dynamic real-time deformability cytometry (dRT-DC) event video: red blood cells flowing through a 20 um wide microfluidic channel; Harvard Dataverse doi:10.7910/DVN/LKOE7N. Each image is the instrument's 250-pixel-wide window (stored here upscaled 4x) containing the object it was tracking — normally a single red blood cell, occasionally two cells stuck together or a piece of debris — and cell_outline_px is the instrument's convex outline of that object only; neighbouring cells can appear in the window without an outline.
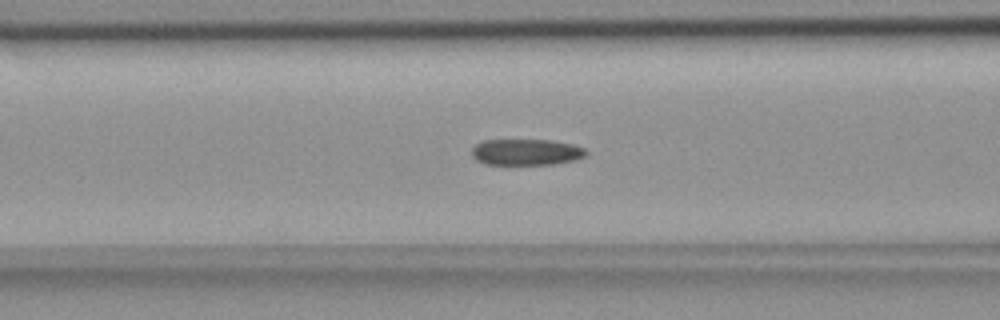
{"species": "common noctule bat (a hibernating species)", "species_latin": "Nyctalus noctula", "temperature_condition": "room temperature", "stored_images_in_passage": 56, "camera_frame_rate_fps": 3000, "um_per_image_px": 0.085, "animal": {"sex": "female", "body_mass_g": 18.4}, "frame": {"image": 1, "passage_image": 22, "time_ms": 7.0, "image_size_px": [1000, 320], "cell_outline_px": [[588, 156], [576, 160], [556, 164], [484, 164], [476, 160], [472, 156], [472, 148], [476, 144], [484, 140], [548, 140], [572, 144], [584, 148], [588, 152]], "centroid_in_image_um": [44.76, 12.93], "position_along_channel_um": 121.8, "area_um2": 17.57}}
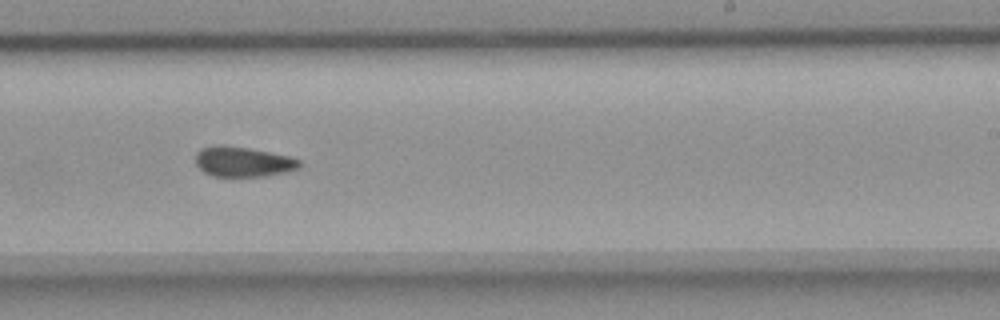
{"frame": {"image": 2, "passage_image": 34, "time_ms": 11.0, "image_size_px": [1000, 320], "cell_outline_px": [[300, 168], [284, 172], [264, 176], [212, 176], [204, 172], [196, 164], [196, 152], [200, 148], [212, 144], [224, 144], [248, 148], [288, 156], [300, 160]], "centroid_in_image_um": [20.6, 13.73], "position_along_channel_um": 268.4, "area_um2": 18.26}}
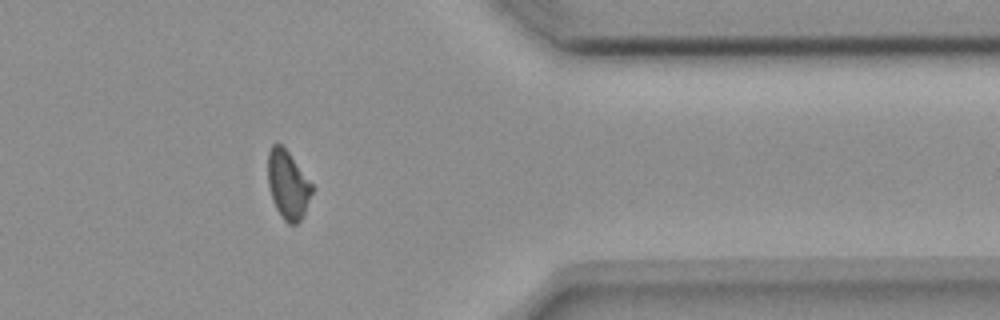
{"frame": {"image": 3, "passage_image": 45, "time_ms": 14.667, "image_size_px": [1000, 320], "cell_outline_px": [[316, 188], [304, 216], [296, 224], [288, 224], [284, 220], [276, 208], [272, 200], [268, 184], [268, 152], [272, 144], [280, 144], [288, 152]], "centroid_in_image_um": [24.51, 15.74], "position_along_channel_um": 386.9, "area_um2": 17.86}, "authors_computed_cell_mechanics": {"area_um2": 18.3515, "velocity_mm_per_s": 3.6771, "shape_relaxation_time_tau1_ms": null, "shape_relaxation_time_tau2_ms": 3.3757, "deformation_change_tau1": null, "deformation_change_tau2": 0.0883}}